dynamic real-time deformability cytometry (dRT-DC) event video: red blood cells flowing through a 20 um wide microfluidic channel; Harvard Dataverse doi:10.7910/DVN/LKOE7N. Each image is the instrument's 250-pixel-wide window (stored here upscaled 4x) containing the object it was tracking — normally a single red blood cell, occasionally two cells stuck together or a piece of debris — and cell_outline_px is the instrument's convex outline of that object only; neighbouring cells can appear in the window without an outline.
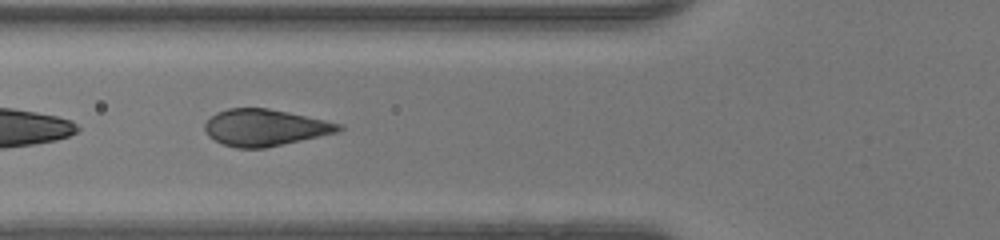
{"species": "human", "species_latin": "Homo sapiens", "temperature_condition": "warm", "stored_images_in_passage": 20, "segment_of_instrument_passage": [2, 2], "camera_frame_rate_fps": 3000, "um_per_image_px": 0.085, "donor": {"sex": "female"}, "frame": {"image": 1, "passage_image": 17, "time_ms": 5.333, "image_size_px": [1000, 240], "cell_outline_px": [[344, 128], [340, 132], [264, 148], [236, 148], [224, 144], [208, 136], [204, 128], [204, 124], [216, 112], [228, 108], [268, 108], [288, 112], [344, 124]], "centroid_in_image_um": [22.55, 10.84], "position_along_channel_um": 103.2, "area_um2": 28.61}}